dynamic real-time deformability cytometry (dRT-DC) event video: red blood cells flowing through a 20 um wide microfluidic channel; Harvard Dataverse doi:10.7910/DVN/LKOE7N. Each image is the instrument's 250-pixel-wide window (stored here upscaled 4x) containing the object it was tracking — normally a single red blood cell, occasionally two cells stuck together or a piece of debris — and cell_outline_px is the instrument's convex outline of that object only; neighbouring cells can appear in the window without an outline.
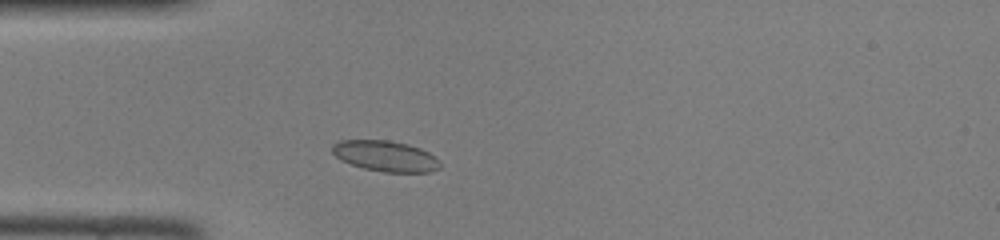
{"species": "common noctule bat (a hibernating species)", "species_latin": "Nyctalus noctula", "temperature_condition": "room temperature", "stored_images_in_passage": 40, "camera_frame_rate_fps": 3000, "um_per_image_px": 0.085, "animal": {"sex": "female", "body_mass_g": 22.0, "forearm_length_mm": 56.7}, "frame": {"image": 1, "passage_image": 6, "time_ms": 1.667, "image_size_px": [1000, 240], "cell_outline_px": [[440, 168], [432, 172], [384, 172], [364, 168], [340, 160], [332, 152], [332, 144], [340, 140], [388, 140], [408, 144], [420, 148], [436, 156], [440, 160]], "centroid_in_image_um": [32.79, 13.26], "position_along_channel_um": 52.2, "area_um2": 19.42}}
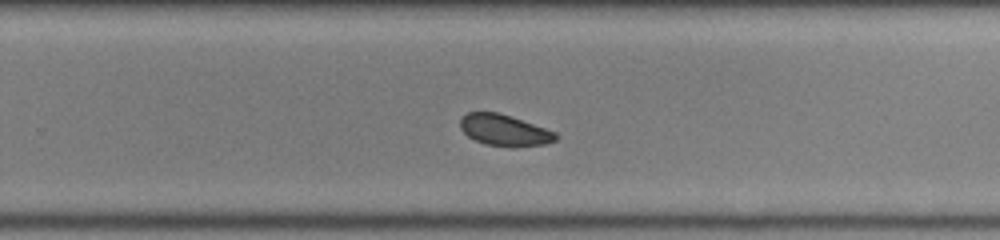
{"frame": {"image": 2, "passage_image": 23, "time_ms": 7.333, "image_size_px": [1000, 240], "cell_outline_px": [[556, 140], [544, 144], [484, 144], [468, 136], [460, 128], [460, 120], [468, 112], [496, 112], [512, 116], [556, 132]], "centroid_in_image_um": [42.83, 11.01], "position_along_channel_um": 287.0, "area_um2": 16.59}}
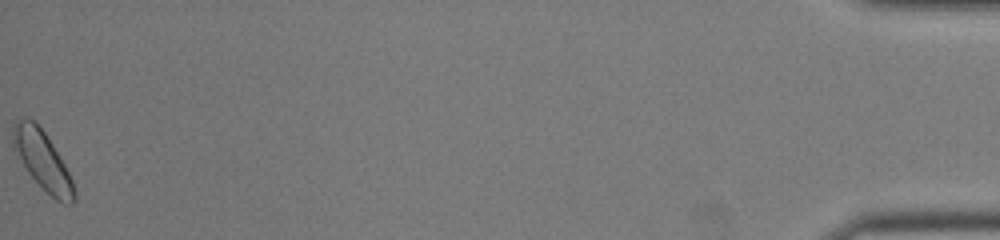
{"frame": {"image": 3, "passage_image": 40, "time_ms": 13.0, "image_size_px": [1000, 240], "cell_outline_px": [[76, 200], [72, 204], [64, 204], [56, 200], [28, 172], [12, 148], [12, 128], [20, 120], [32, 120], [44, 132], [60, 156], [72, 180], [76, 192]], "centroid_in_image_um": [3.63, 13.68], "position_along_channel_um": 431.6, "area_um2": 20.35}}